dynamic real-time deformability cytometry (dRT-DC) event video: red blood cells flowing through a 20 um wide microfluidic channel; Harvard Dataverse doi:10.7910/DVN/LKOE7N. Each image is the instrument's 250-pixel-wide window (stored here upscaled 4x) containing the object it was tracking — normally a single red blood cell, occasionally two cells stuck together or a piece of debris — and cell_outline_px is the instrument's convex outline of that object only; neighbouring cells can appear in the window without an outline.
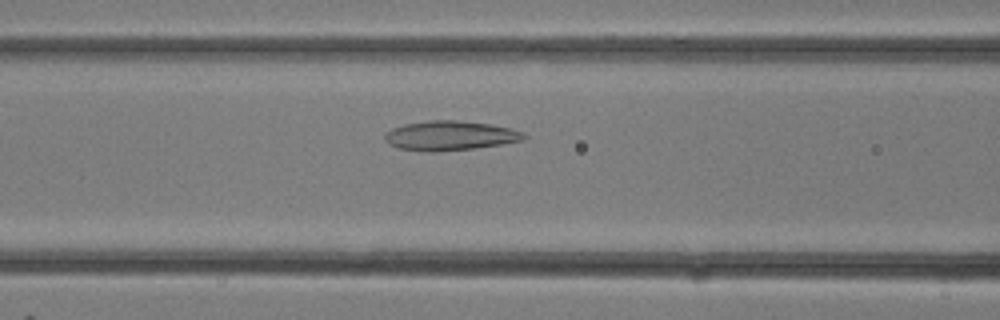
{"species": "common noctule bat (a hibernating species)", "species_latin": "Nyctalus noctula", "temperature_condition": "room temperature", "stored_images_in_passage": 23, "camera_frame_rate_fps": 3000, "um_per_image_px": 0.085, "animal": {"sex": "female"}, "frame": {"image": 1, "passage_image": 5, "time_ms": 1.333, "image_size_px": [1000, 320], "cell_outline_px": [[528, 136], [524, 140], [476, 148], [436, 152], [432, 152], [396, 148], [388, 144], [384, 140], [384, 132], [392, 128], [404, 124], [428, 120], [456, 120], [492, 124], [524, 132]], "centroid_in_image_um": [38.22, 11.53], "position_along_channel_um": 128.4, "area_um2": 24.16}}
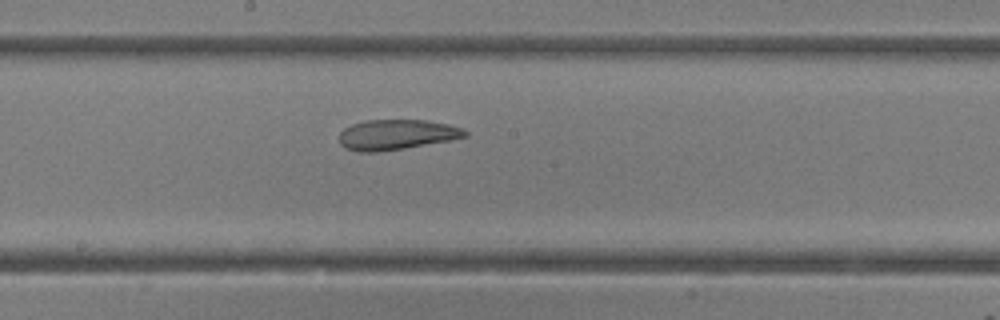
{"frame": {"image": 2, "passage_image": 9, "time_ms": 2.667, "image_size_px": [1000, 320], "cell_outline_px": [[468, 136], [448, 140], [404, 148], [380, 152], [356, 152], [344, 148], [340, 144], [340, 132], [344, 128], [352, 124], [368, 120], [428, 120], [448, 124], [464, 128], [468, 132]], "centroid_in_image_um": [33.69, 11.44], "position_along_channel_um": 214.5, "area_um2": 22.2}}
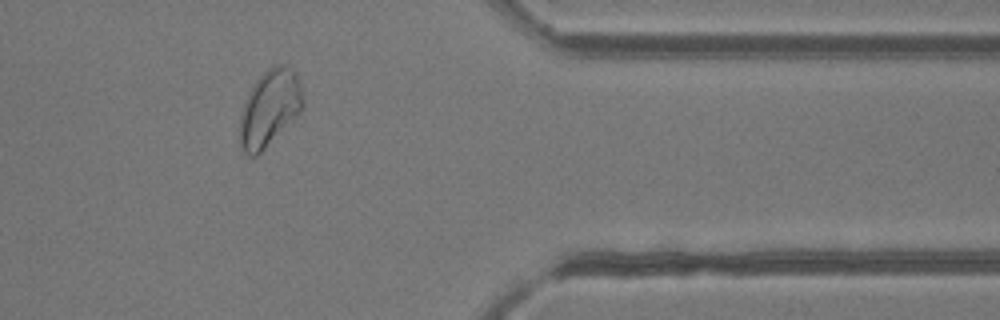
{"frame": {"image": 3, "passage_image": 18, "time_ms": 5.667, "image_size_px": [1000, 320], "cell_outline_px": [[304, 108], [256, 156], [248, 156], [244, 152], [240, 144], [240, 116], [244, 100], [248, 92], [256, 80], [268, 68], [276, 64], [288, 64], [296, 72], [304, 96]], "centroid_in_image_um": [22.92, 9.14], "position_along_channel_um": 388.5, "area_um2": 28.09}}